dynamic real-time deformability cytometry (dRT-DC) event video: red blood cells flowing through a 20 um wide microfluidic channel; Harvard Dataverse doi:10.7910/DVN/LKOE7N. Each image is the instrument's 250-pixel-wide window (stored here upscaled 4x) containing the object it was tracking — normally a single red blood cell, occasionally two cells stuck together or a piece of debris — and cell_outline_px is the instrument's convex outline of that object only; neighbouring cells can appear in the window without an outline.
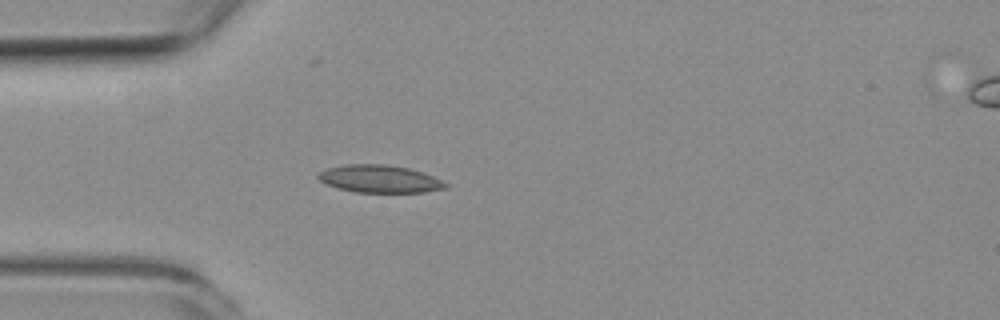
{"species": "common noctule bat (a hibernating species)", "species_latin": "Nyctalus noctula", "temperature_condition": "room temperature", "stored_images_in_passage": 2, "camera_frame_rate_fps": 3000, "um_per_image_px": 0.085, "animal": {"sex": "female", "body_mass_g": 19.3, "forearm_length_mm": 54.1}, "frame": {"image": 1, "passage_image": 2, "time_ms": 2.0, "image_size_px": [1000, 320], "cell_outline_px": [[448, 188], [424, 192], [356, 192], [340, 188], [328, 184], [320, 180], [316, 176], [320, 172], [328, 168], [344, 164], [388, 164], [408, 168], [432, 176], [448, 184]], "centroid_in_image_um": [32.28, 15.2], "position_along_channel_um": 52.7, "area_um2": 20.23}}